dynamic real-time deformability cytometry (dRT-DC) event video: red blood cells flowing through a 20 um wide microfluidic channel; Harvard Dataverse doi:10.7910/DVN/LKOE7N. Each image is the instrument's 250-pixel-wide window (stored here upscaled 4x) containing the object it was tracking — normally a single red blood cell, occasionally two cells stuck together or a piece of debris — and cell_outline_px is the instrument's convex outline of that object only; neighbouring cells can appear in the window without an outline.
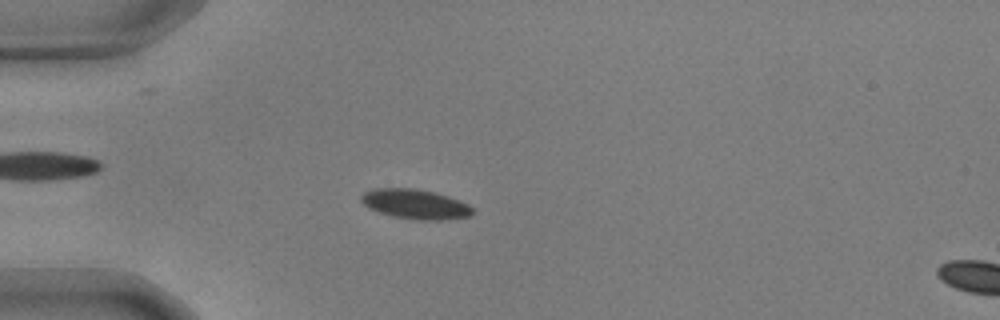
{"species": "common noctule bat (a hibernating species)", "species_latin": "Nyctalus noctula", "temperature_condition": "warm", "stored_images_in_passage": 56, "camera_frame_rate_fps": 3000, "um_per_image_px": 0.085, "animal": {"sex": "male", "body_mass_g": 17.9, "forearm_length_mm": 54.2}, "frame": {"image": 1, "passage_image": 16, "time_ms": 5.0, "image_size_px": [1000, 320], "cell_outline_px": [[472, 216], [440, 220], [416, 220], [392, 216], [376, 212], [368, 208], [360, 200], [360, 196], [364, 192], [372, 188], [412, 188], [432, 192], [448, 196], [460, 200], [468, 204], [472, 208]], "centroid_in_image_um": [35.26, 17.35], "position_along_channel_um": 49.7, "area_um2": 19.42}}
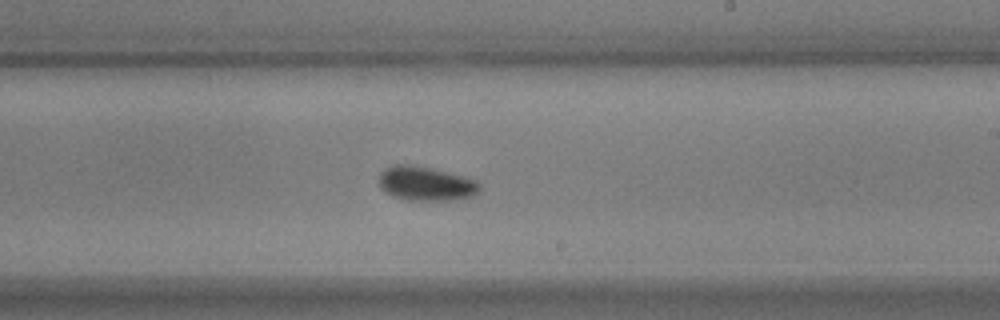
{"frame": {"image": 2, "passage_image": 34, "time_ms": 11.0, "image_size_px": [1000, 320], "cell_outline_px": [[480, 188], [476, 196], [452, 200], [408, 200], [392, 196], [380, 188], [380, 172], [384, 168], [396, 164], [400, 164], [428, 168], [464, 176], [476, 180], [480, 184]], "centroid_in_image_um": [36.21, 15.62], "position_along_channel_um": 252.8, "area_um2": 19.94}}
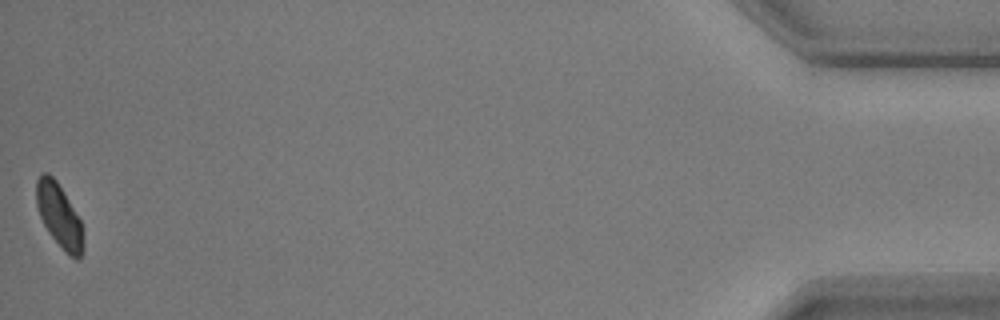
{"frame": {"image": 3, "passage_image": 56, "time_ms": 18.333, "image_size_px": [1000, 320], "cell_outline_px": [[84, 252], [80, 260], [76, 260], [64, 252], [48, 232], [40, 216], [36, 204], [36, 180], [40, 172], [48, 172], [56, 180], [80, 220], [84, 248]], "centroid_in_image_um": [5.02, 18.36], "position_along_channel_um": 430.2, "area_um2": 17.46}, "authors_computed_cell_mechanics": {"area_um2": 18.4671, "velocity_mm_per_s": 3.6297, "shape_relaxation_time_tau1_ms": null, "shape_relaxation_time_tau2_ms": 3.3265, "deformation_change_tau1": null, "deformation_change_tau2": 0.0575}}